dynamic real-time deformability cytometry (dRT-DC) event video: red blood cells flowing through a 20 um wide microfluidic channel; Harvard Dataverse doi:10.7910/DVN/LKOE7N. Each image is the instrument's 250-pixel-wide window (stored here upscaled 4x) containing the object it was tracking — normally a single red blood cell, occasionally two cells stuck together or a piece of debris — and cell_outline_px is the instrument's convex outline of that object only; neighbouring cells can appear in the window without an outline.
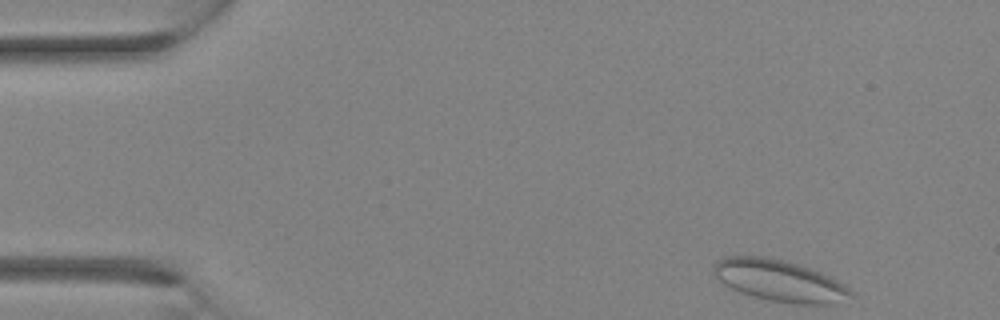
{"species": "Egyptian fruit bat (a non-hibernating species)", "species_latin": "Rousettus aegyptiacus", "temperature_condition": "room temperature", "stored_images_in_passage": 31, "camera_frame_rate_fps": 3000, "um_per_image_px": 0.085, "animal": {"sex": "female"}, "frame": {"image": 1, "passage_image": 1, "time_ms": 0.0, "image_size_px": [1000, 320], "cell_outline_px": [[852, 292], [832, 304], [796, 304], [772, 300], [740, 292], [724, 284], [712, 272], [712, 268], [716, 260], [724, 256], [764, 256], [784, 260], [820, 272], [844, 284]], "centroid_in_image_um": [66.17, 23.83], "position_along_channel_um": 18.8, "area_um2": 32.48}}
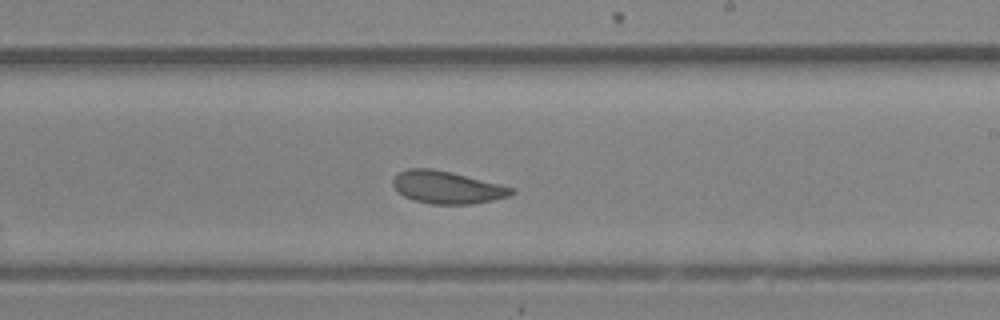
{"frame": {"image": 2, "passage_image": 17, "time_ms": 5.333, "image_size_px": [1000, 320], "cell_outline_px": [[516, 192], [512, 196], [472, 204], [432, 204], [412, 200], [404, 196], [392, 184], [392, 180], [400, 172], [408, 168], [432, 168], [452, 172], [516, 188]], "centroid_in_image_um": [38.05, 15.92], "position_along_channel_um": 251.0, "area_um2": 22.54}}
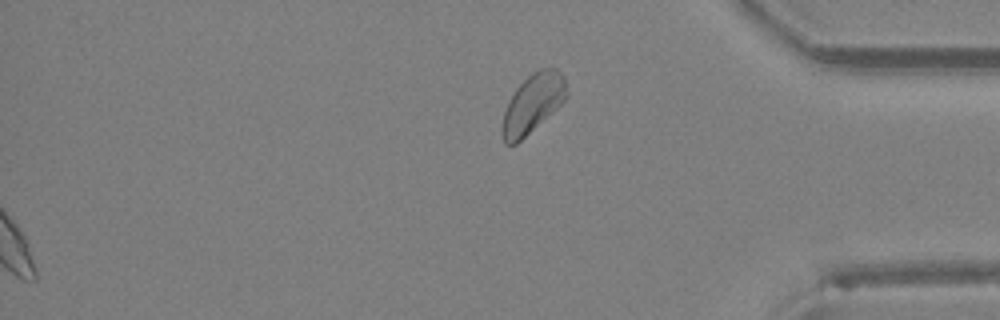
{"frame": {"image": 3, "passage_image": 31, "time_ms": 10.0, "image_size_px": [1000, 320], "cell_outline_px": [[568, 96], [552, 112], [516, 144], [504, 144], [500, 132], [504, 112], [508, 100], [516, 88], [532, 72], [540, 68], [556, 68], [564, 76], [568, 92]], "centroid_in_image_um": [45.26, 8.79], "position_along_channel_um": 389.9, "area_um2": 22.02}}